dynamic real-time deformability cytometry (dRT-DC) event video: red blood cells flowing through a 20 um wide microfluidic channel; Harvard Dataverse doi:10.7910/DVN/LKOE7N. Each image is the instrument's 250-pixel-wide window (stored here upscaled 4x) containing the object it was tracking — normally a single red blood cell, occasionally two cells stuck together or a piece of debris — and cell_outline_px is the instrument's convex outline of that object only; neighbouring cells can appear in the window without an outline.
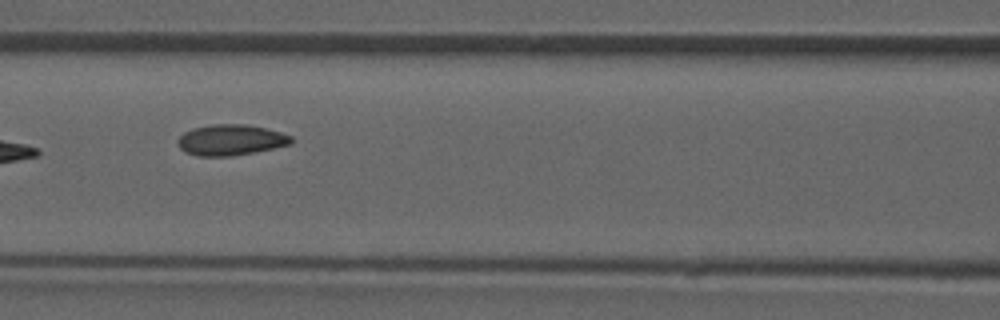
{"species": "common noctule bat (a hibernating species)", "species_latin": "Nyctalus noctula", "temperature_condition": "room temperature", "stored_images_in_passage": 8, "camera_frame_rate_fps": 3000, "um_per_image_px": 0.085, "animal": {"sex": "male", "forearm_length_mm": 52.5}, "frame": {"image": 1, "passage_image": 5, "time_ms": 4.667, "image_size_px": [1000, 320], "cell_outline_px": [[292, 144], [232, 156], [196, 156], [184, 152], [180, 148], [176, 140], [184, 132], [192, 128], [212, 124], [248, 124], [280, 132], [292, 136]], "centroid_in_image_um": [19.57, 11.89], "position_along_channel_um": 147.0, "area_um2": 20.4}}